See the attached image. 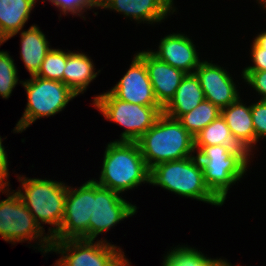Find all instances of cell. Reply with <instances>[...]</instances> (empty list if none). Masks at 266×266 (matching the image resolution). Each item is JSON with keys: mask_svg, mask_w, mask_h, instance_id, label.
<instances>
[{"mask_svg": "<svg viewBox=\"0 0 266 266\" xmlns=\"http://www.w3.org/2000/svg\"><path fill=\"white\" fill-rule=\"evenodd\" d=\"M220 115L221 110L212 102L205 99L190 112L181 115L177 120L195 137V135Z\"/></svg>", "mask_w": 266, "mask_h": 266, "instance_id": "7402d4cb", "label": "cell"}, {"mask_svg": "<svg viewBox=\"0 0 266 266\" xmlns=\"http://www.w3.org/2000/svg\"><path fill=\"white\" fill-rule=\"evenodd\" d=\"M53 5H55L62 14L66 15L68 13L73 16H81L86 12V10L98 8V0H48Z\"/></svg>", "mask_w": 266, "mask_h": 266, "instance_id": "4316f807", "label": "cell"}, {"mask_svg": "<svg viewBox=\"0 0 266 266\" xmlns=\"http://www.w3.org/2000/svg\"><path fill=\"white\" fill-rule=\"evenodd\" d=\"M37 1L0 0V26L8 39L23 30Z\"/></svg>", "mask_w": 266, "mask_h": 266, "instance_id": "44dd1931", "label": "cell"}, {"mask_svg": "<svg viewBox=\"0 0 266 266\" xmlns=\"http://www.w3.org/2000/svg\"><path fill=\"white\" fill-rule=\"evenodd\" d=\"M194 147L206 186L224 204L229 187L246 175L252 153L239 145Z\"/></svg>", "mask_w": 266, "mask_h": 266, "instance_id": "6da1fadb", "label": "cell"}, {"mask_svg": "<svg viewBox=\"0 0 266 266\" xmlns=\"http://www.w3.org/2000/svg\"><path fill=\"white\" fill-rule=\"evenodd\" d=\"M103 156L99 181L94 180L100 186L120 194L149 183L150 170L137 142H109Z\"/></svg>", "mask_w": 266, "mask_h": 266, "instance_id": "7a4b0ae2", "label": "cell"}, {"mask_svg": "<svg viewBox=\"0 0 266 266\" xmlns=\"http://www.w3.org/2000/svg\"><path fill=\"white\" fill-rule=\"evenodd\" d=\"M219 259L205 256L187 245L177 246L164 256L162 266H213Z\"/></svg>", "mask_w": 266, "mask_h": 266, "instance_id": "cb8c5ba5", "label": "cell"}, {"mask_svg": "<svg viewBox=\"0 0 266 266\" xmlns=\"http://www.w3.org/2000/svg\"><path fill=\"white\" fill-rule=\"evenodd\" d=\"M213 266H232L227 260L219 258V260ZM240 266V265H238Z\"/></svg>", "mask_w": 266, "mask_h": 266, "instance_id": "d6a6232c", "label": "cell"}, {"mask_svg": "<svg viewBox=\"0 0 266 266\" xmlns=\"http://www.w3.org/2000/svg\"><path fill=\"white\" fill-rule=\"evenodd\" d=\"M260 48L266 52V31L260 32L253 40Z\"/></svg>", "mask_w": 266, "mask_h": 266, "instance_id": "1f68e13d", "label": "cell"}, {"mask_svg": "<svg viewBox=\"0 0 266 266\" xmlns=\"http://www.w3.org/2000/svg\"><path fill=\"white\" fill-rule=\"evenodd\" d=\"M93 60L85 53L67 51V62L64 68L63 83L76 95L83 94L87 86L97 77Z\"/></svg>", "mask_w": 266, "mask_h": 266, "instance_id": "d6986e66", "label": "cell"}, {"mask_svg": "<svg viewBox=\"0 0 266 266\" xmlns=\"http://www.w3.org/2000/svg\"><path fill=\"white\" fill-rule=\"evenodd\" d=\"M92 212L93 179L75 189L68 186L62 224L59 231L51 238L52 241L89 240V220Z\"/></svg>", "mask_w": 266, "mask_h": 266, "instance_id": "30bf717a", "label": "cell"}, {"mask_svg": "<svg viewBox=\"0 0 266 266\" xmlns=\"http://www.w3.org/2000/svg\"><path fill=\"white\" fill-rule=\"evenodd\" d=\"M252 121L255 130V144L259 138H266V100H258L251 105Z\"/></svg>", "mask_w": 266, "mask_h": 266, "instance_id": "83f0119b", "label": "cell"}, {"mask_svg": "<svg viewBox=\"0 0 266 266\" xmlns=\"http://www.w3.org/2000/svg\"><path fill=\"white\" fill-rule=\"evenodd\" d=\"M174 0H98L100 9H111L124 14L141 23L162 22L168 15L173 14L176 9Z\"/></svg>", "mask_w": 266, "mask_h": 266, "instance_id": "9a60e30c", "label": "cell"}, {"mask_svg": "<svg viewBox=\"0 0 266 266\" xmlns=\"http://www.w3.org/2000/svg\"><path fill=\"white\" fill-rule=\"evenodd\" d=\"M14 60L7 51H0V96L8 99L18 84L19 77Z\"/></svg>", "mask_w": 266, "mask_h": 266, "instance_id": "484cf974", "label": "cell"}, {"mask_svg": "<svg viewBox=\"0 0 266 266\" xmlns=\"http://www.w3.org/2000/svg\"><path fill=\"white\" fill-rule=\"evenodd\" d=\"M149 184L215 206L223 203L209 190L197 156L157 164L150 169Z\"/></svg>", "mask_w": 266, "mask_h": 266, "instance_id": "277c9868", "label": "cell"}, {"mask_svg": "<svg viewBox=\"0 0 266 266\" xmlns=\"http://www.w3.org/2000/svg\"><path fill=\"white\" fill-rule=\"evenodd\" d=\"M67 62V52L61 49H51L41 63L35 76L43 79L61 81L63 83L64 68Z\"/></svg>", "mask_w": 266, "mask_h": 266, "instance_id": "d4e9b609", "label": "cell"}, {"mask_svg": "<svg viewBox=\"0 0 266 266\" xmlns=\"http://www.w3.org/2000/svg\"><path fill=\"white\" fill-rule=\"evenodd\" d=\"M0 188V192L7 195V199L0 201V236L9 243L38 240L39 249L42 253H48L51 249L52 239L45 234L35 221L33 215L19 198V195Z\"/></svg>", "mask_w": 266, "mask_h": 266, "instance_id": "ba28073f", "label": "cell"}, {"mask_svg": "<svg viewBox=\"0 0 266 266\" xmlns=\"http://www.w3.org/2000/svg\"><path fill=\"white\" fill-rule=\"evenodd\" d=\"M110 92L124 102L142 106H161L154 95L145 63L137 54L125 75Z\"/></svg>", "mask_w": 266, "mask_h": 266, "instance_id": "7c38bea8", "label": "cell"}, {"mask_svg": "<svg viewBox=\"0 0 266 266\" xmlns=\"http://www.w3.org/2000/svg\"><path fill=\"white\" fill-rule=\"evenodd\" d=\"M242 78L266 100V71H242Z\"/></svg>", "mask_w": 266, "mask_h": 266, "instance_id": "f1b7e54d", "label": "cell"}, {"mask_svg": "<svg viewBox=\"0 0 266 266\" xmlns=\"http://www.w3.org/2000/svg\"><path fill=\"white\" fill-rule=\"evenodd\" d=\"M2 138L0 136V188H6L10 186L8 182L9 170H8V157L7 152L2 145Z\"/></svg>", "mask_w": 266, "mask_h": 266, "instance_id": "4dcf8cb0", "label": "cell"}, {"mask_svg": "<svg viewBox=\"0 0 266 266\" xmlns=\"http://www.w3.org/2000/svg\"><path fill=\"white\" fill-rule=\"evenodd\" d=\"M136 142L149 170L157 164L195 154L194 137L177 119L164 113Z\"/></svg>", "mask_w": 266, "mask_h": 266, "instance_id": "3957f363", "label": "cell"}, {"mask_svg": "<svg viewBox=\"0 0 266 266\" xmlns=\"http://www.w3.org/2000/svg\"><path fill=\"white\" fill-rule=\"evenodd\" d=\"M17 177L24 192L19 188L16 193L43 230L41 223L53 225L48 231L49 237L52 238L62 224L68 186L61 181L46 178H27L21 175Z\"/></svg>", "mask_w": 266, "mask_h": 266, "instance_id": "5b68a950", "label": "cell"}, {"mask_svg": "<svg viewBox=\"0 0 266 266\" xmlns=\"http://www.w3.org/2000/svg\"><path fill=\"white\" fill-rule=\"evenodd\" d=\"M196 50V46L187 35L172 33L161 38L158 50L151 52L165 63L191 74L202 62Z\"/></svg>", "mask_w": 266, "mask_h": 266, "instance_id": "2e32d148", "label": "cell"}, {"mask_svg": "<svg viewBox=\"0 0 266 266\" xmlns=\"http://www.w3.org/2000/svg\"><path fill=\"white\" fill-rule=\"evenodd\" d=\"M238 145L220 115L194 137V146Z\"/></svg>", "mask_w": 266, "mask_h": 266, "instance_id": "603a6c76", "label": "cell"}, {"mask_svg": "<svg viewBox=\"0 0 266 266\" xmlns=\"http://www.w3.org/2000/svg\"><path fill=\"white\" fill-rule=\"evenodd\" d=\"M251 57L254 65L247 66L242 71H266V52L254 41L251 45Z\"/></svg>", "mask_w": 266, "mask_h": 266, "instance_id": "f546056e", "label": "cell"}, {"mask_svg": "<svg viewBox=\"0 0 266 266\" xmlns=\"http://www.w3.org/2000/svg\"><path fill=\"white\" fill-rule=\"evenodd\" d=\"M7 40H9L2 32V28L0 26V45H2L4 42H6Z\"/></svg>", "mask_w": 266, "mask_h": 266, "instance_id": "836d02e7", "label": "cell"}, {"mask_svg": "<svg viewBox=\"0 0 266 266\" xmlns=\"http://www.w3.org/2000/svg\"><path fill=\"white\" fill-rule=\"evenodd\" d=\"M205 99L220 110L235 102L240 96L232 76L212 61H202L195 69Z\"/></svg>", "mask_w": 266, "mask_h": 266, "instance_id": "4fadbf2b", "label": "cell"}, {"mask_svg": "<svg viewBox=\"0 0 266 266\" xmlns=\"http://www.w3.org/2000/svg\"><path fill=\"white\" fill-rule=\"evenodd\" d=\"M93 105L109 121L125 128L119 140L136 142L163 113L162 106H142L117 99L110 91L94 97Z\"/></svg>", "mask_w": 266, "mask_h": 266, "instance_id": "52a82bcc", "label": "cell"}, {"mask_svg": "<svg viewBox=\"0 0 266 266\" xmlns=\"http://www.w3.org/2000/svg\"><path fill=\"white\" fill-rule=\"evenodd\" d=\"M204 100V91L200 86L196 74H186L181 80L175 96L163 108V113L168 117L178 119L181 115L190 112Z\"/></svg>", "mask_w": 266, "mask_h": 266, "instance_id": "ac0fdd59", "label": "cell"}, {"mask_svg": "<svg viewBox=\"0 0 266 266\" xmlns=\"http://www.w3.org/2000/svg\"><path fill=\"white\" fill-rule=\"evenodd\" d=\"M258 3L261 4V6H263L262 8L266 10V0H259Z\"/></svg>", "mask_w": 266, "mask_h": 266, "instance_id": "e575fe53", "label": "cell"}, {"mask_svg": "<svg viewBox=\"0 0 266 266\" xmlns=\"http://www.w3.org/2000/svg\"><path fill=\"white\" fill-rule=\"evenodd\" d=\"M136 212V205L122 198L118 192L100 186L93 179V212L89 220V240H95L99 234L110 230Z\"/></svg>", "mask_w": 266, "mask_h": 266, "instance_id": "8fae6325", "label": "cell"}, {"mask_svg": "<svg viewBox=\"0 0 266 266\" xmlns=\"http://www.w3.org/2000/svg\"><path fill=\"white\" fill-rule=\"evenodd\" d=\"M221 116L229 127L235 142L249 154L253 152L255 130L252 121L251 105L246 106L239 97L235 102L221 109Z\"/></svg>", "mask_w": 266, "mask_h": 266, "instance_id": "e0dca14e", "label": "cell"}, {"mask_svg": "<svg viewBox=\"0 0 266 266\" xmlns=\"http://www.w3.org/2000/svg\"><path fill=\"white\" fill-rule=\"evenodd\" d=\"M20 83L26 90L28 101L22 117L13 130L14 133H22L37 119L61 112L69 101L78 96L61 81L31 76Z\"/></svg>", "mask_w": 266, "mask_h": 266, "instance_id": "8992f818", "label": "cell"}, {"mask_svg": "<svg viewBox=\"0 0 266 266\" xmlns=\"http://www.w3.org/2000/svg\"><path fill=\"white\" fill-rule=\"evenodd\" d=\"M20 35V57L30 76H35L52 48L37 25L30 26L26 31L23 30Z\"/></svg>", "mask_w": 266, "mask_h": 266, "instance_id": "ffe728a7", "label": "cell"}, {"mask_svg": "<svg viewBox=\"0 0 266 266\" xmlns=\"http://www.w3.org/2000/svg\"><path fill=\"white\" fill-rule=\"evenodd\" d=\"M137 55L144 61L154 95L158 103L164 108L175 96L186 73L160 60L151 50H142Z\"/></svg>", "mask_w": 266, "mask_h": 266, "instance_id": "5bb4252c", "label": "cell"}, {"mask_svg": "<svg viewBox=\"0 0 266 266\" xmlns=\"http://www.w3.org/2000/svg\"><path fill=\"white\" fill-rule=\"evenodd\" d=\"M50 252L60 253L56 266H130L124 252L108 243L87 239H66L52 241Z\"/></svg>", "mask_w": 266, "mask_h": 266, "instance_id": "9c48e42d", "label": "cell"}]
</instances>
